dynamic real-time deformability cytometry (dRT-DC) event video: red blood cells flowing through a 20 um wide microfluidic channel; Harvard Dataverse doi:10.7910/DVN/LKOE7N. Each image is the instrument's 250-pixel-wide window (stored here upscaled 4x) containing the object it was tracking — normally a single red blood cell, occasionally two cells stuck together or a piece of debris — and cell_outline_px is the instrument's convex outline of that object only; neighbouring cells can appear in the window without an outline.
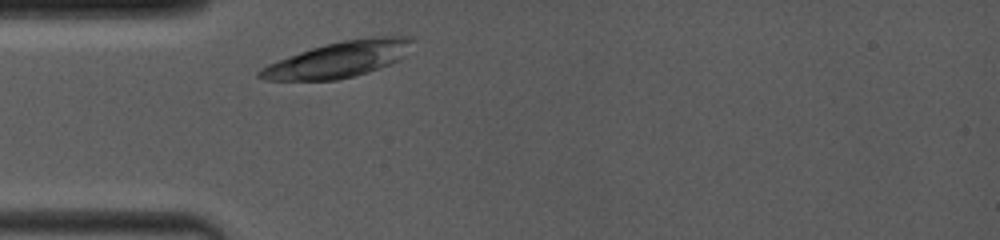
{"species": "common noctule bat (a hibernating species)", "species_latin": "Nyctalus noctula", "temperature_condition": "room temperature", "stored_images_in_passage": 1, "camera_frame_rate_fps": 4000, "um_per_image_px": 0.085, "animal": {"sex": "female", "body_mass_g": 19.0, "forearm_length_mm": 53.3}, "frame": {"image": 1, "passage_image": 1, "time_ms": 0.0, "image_size_px": [1000, 240], "cell_outline_px": [[412, 40], [404, 56], [380, 68], [368, 72], [336, 80], [264, 80], [256, 76], [256, 72], [260, 68], [276, 60], [324, 44], [344, 40], [368, 36], [412, 36]], "centroid_in_image_um": [28.72, 5.05], "position_along_channel_um": 56.3, "area_um2": 31.73}}